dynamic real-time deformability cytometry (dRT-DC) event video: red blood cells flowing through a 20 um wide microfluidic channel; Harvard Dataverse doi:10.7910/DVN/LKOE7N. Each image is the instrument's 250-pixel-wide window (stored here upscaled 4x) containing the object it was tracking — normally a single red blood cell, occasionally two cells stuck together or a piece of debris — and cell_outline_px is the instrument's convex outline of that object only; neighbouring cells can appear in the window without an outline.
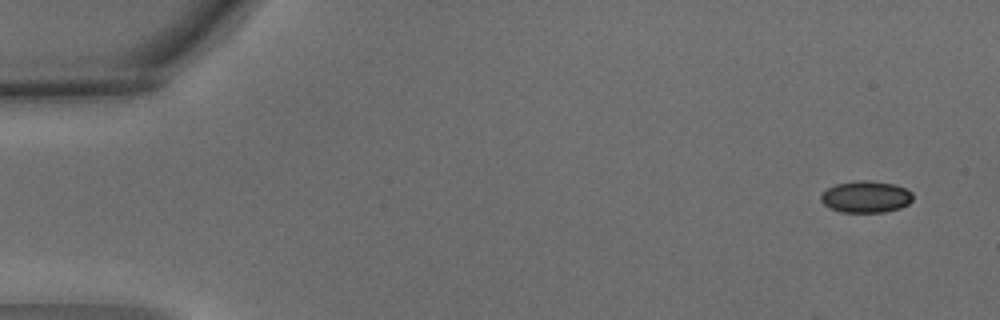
{"species": "common noctule bat (a hibernating species)", "species_latin": "Nyctalus noctula", "temperature_condition": "warm", "stored_images_in_passage": 6, "camera_frame_rate_fps": 3000, "um_per_image_px": 0.085, "animal": {"sex": "male", "body_mass_g": 15.6}, "frame": {"image": 1, "passage_image": 1, "time_ms": 0.0, "image_size_px": [1000, 320], "cell_outline_px": [[912, 200], [908, 204], [900, 208], [884, 212], [840, 212], [828, 208], [820, 200], [820, 196], [828, 188], [836, 184], [856, 180], [868, 180], [896, 184], [912, 192]], "centroid_in_image_um": [73.59, 16.73], "position_along_channel_um": 11.4, "area_um2": 17.11}}
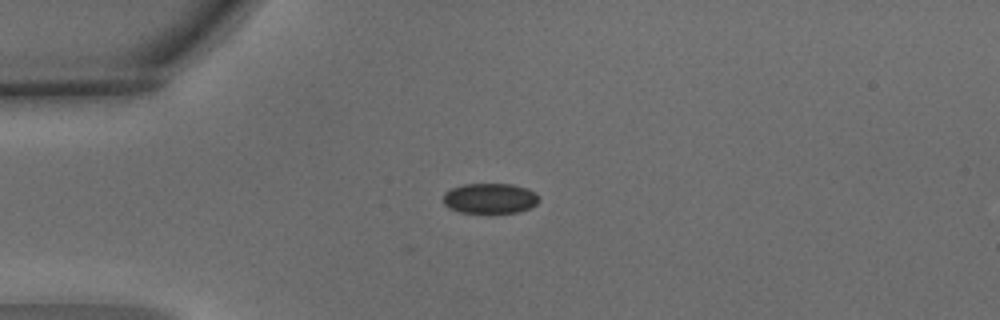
{"frame": {"image": 2, "passage_image": 4, "time_ms": 1.0, "image_size_px": [1000, 320], "cell_outline_px": [[540, 200], [536, 204], [520, 212], [460, 212], [448, 208], [444, 204], [444, 192], [452, 188], [464, 184], [512, 184], [528, 188], [536, 192], [540, 196]], "centroid_in_image_um": [41.67, 16.85], "position_along_channel_um": 43.3, "area_um2": 16.94}}
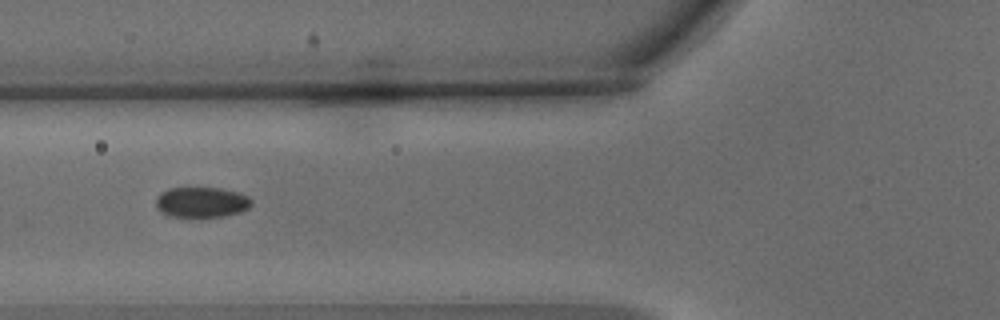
{"frame": {"image": 3, "passage_image": 6, "time_ms": 1.667, "image_size_px": [1000, 320], "cell_outline_px": [[252, 204], [248, 208], [240, 212], [224, 216], [200, 220], [168, 216], [160, 212], [156, 208], [156, 196], [160, 192], [168, 188], [220, 188], [236, 192], [248, 196], [252, 200]], "centroid_in_image_um": [17.08, 17.24], "position_along_channel_um": 108.7, "area_um2": 17.74}}